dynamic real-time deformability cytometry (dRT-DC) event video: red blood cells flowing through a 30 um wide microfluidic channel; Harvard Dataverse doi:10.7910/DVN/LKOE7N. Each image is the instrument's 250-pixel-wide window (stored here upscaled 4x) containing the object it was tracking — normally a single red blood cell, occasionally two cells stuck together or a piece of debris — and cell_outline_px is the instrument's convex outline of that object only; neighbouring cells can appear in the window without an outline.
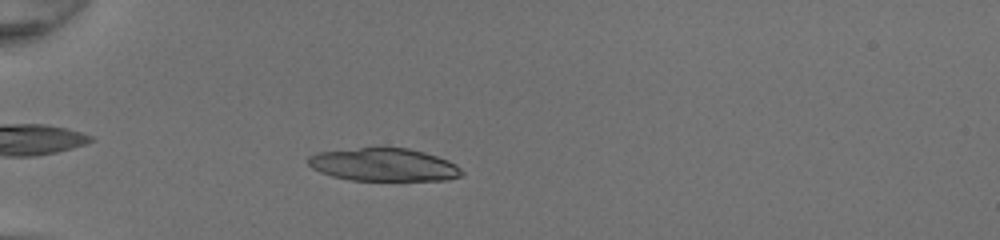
{"species": "common noctule bat (a hibernating species)", "species_latin": "Nyctalus noctula", "temperature_condition": "room temperature", "stored_images_in_passage": 49, "camera_frame_rate_fps": 3000, "um_per_image_px": 0.085, "animal": {"sex": "female", "body_mass_g": 20.0, "forearm_length_mm": 54.0}, "frame": {"image": 1, "passage_image": 16, "time_ms": 5.0, "image_size_px": [1000, 240], "cell_outline_px": [[464, 172], [460, 176], [448, 180], [352, 180], [332, 176], [320, 172], [312, 168], [308, 164], [308, 156], [316, 152], [360, 148], [408, 148], [424, 152], [448, 160], [456, 164]], "centroid_in_image_um": [32.62, 14.0], "position_along_channel_um": 52.4, "area_um2": 29.36}}
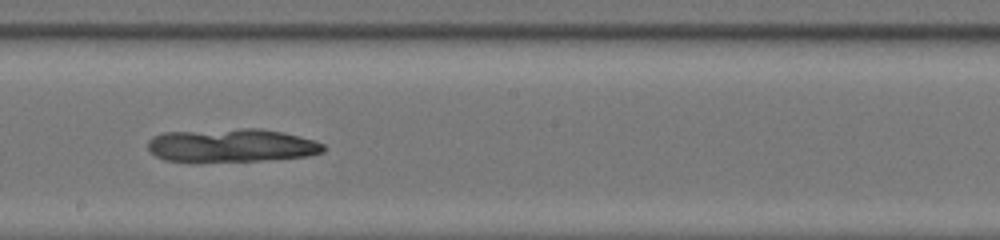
{"frame": {"image": 2, "passage_image": 30, "time_ms": 9.667, "image_size_px": [1000, 240], "cell_outline_px": [[324, 152], [308, 156], [260, 160], [192, 164], [188, 164], [164, 160], [156, 156], [148, 148], [148, 140], [152, 136], [164, 132], [240, 128], [260, 128], [284, 132], [316, 140], [324, 144]], "centroid_in_image_um": [19.62, 12.38], "position_along_channel_um": 228.6, "area_um2": 35.26}}
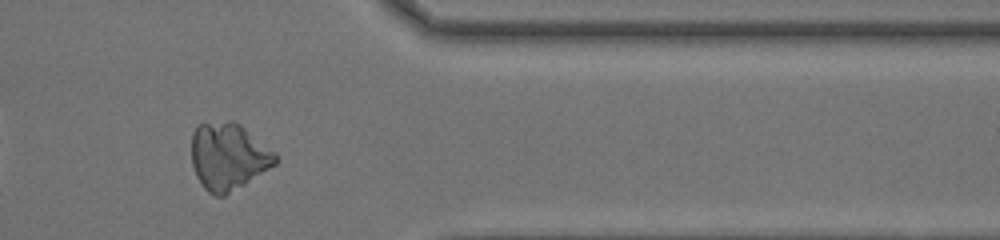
{"frame": {"image": 3, "passage_image": 42, "time_ms": 13.667, "image_size_px": [1000, 240], "cell_outline_px": [[276, 164], [244, 184], [224, 196], [216, 196], [208, 192], [204, 188], [196, 176], [192, 164], [192, 132], [200, 124], [228, 120], [232, 120], [240, 124], [276, 152]], "centroid_in_image_um": [19.4, 13.29], "position_along_channel_um": 392.0, "area_um2": 32.66}}